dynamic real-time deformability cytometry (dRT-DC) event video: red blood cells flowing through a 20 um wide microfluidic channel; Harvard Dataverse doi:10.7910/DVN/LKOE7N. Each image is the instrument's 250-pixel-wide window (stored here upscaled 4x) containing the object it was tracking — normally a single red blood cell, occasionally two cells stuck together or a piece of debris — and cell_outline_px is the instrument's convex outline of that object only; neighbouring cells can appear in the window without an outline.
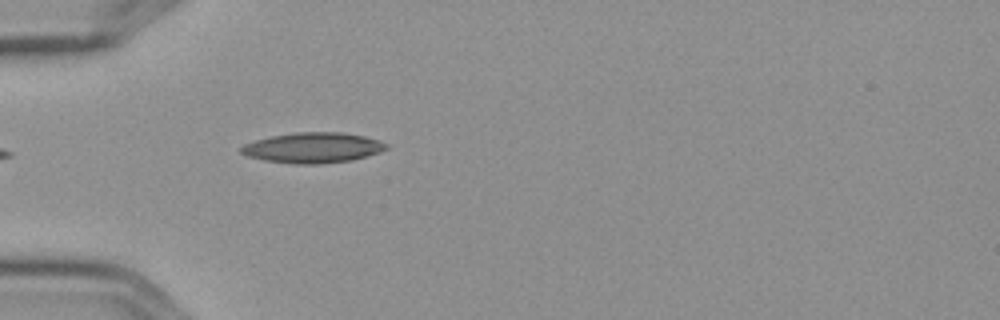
{"species": "Egyptian fruit bat (a non-hibernating species)", "species_latin": "Rousettus aegyptiacus", "temperature_condition": "cold", "stored_images_in_passage": 1, "camera_frame_rate_fps": 3000, "um_per_image_px": 0.085, "frame": {"image": 1, "passage_image": 1, "time_ms": 0.0, "image_size_px": [1000, 320], "cell_outline_px": [[388, 148], [380, 152], [352, 160], [320, 164], [292, 164], [264, 160], [248, 156], [240, 152], [240, 148], [244, 144], [256, 140], [272, 136], [296, 132], [344, 132], [364, 136], [380, 140], [388, 144]], "centroid_in_image_um": [26.62, 12.56], "position_along_channel_um": 58.4, "area_um2": 25.78}}